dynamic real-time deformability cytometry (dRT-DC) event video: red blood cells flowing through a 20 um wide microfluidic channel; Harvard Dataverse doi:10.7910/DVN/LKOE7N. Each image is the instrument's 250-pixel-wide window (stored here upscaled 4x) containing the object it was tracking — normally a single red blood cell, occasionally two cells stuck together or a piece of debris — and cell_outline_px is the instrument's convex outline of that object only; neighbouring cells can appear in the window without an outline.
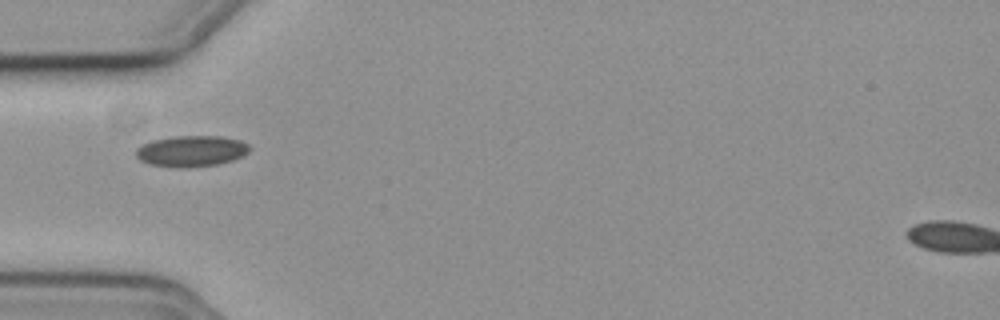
{"species": "common noctule bat (a hibernating species)", "species_latin": "Nyctalus noctula", "temperature_condition": "cold", "stored_images_in_passage": 36, "camera_frame_rate_fps": 3000, "um_per_image_px": 0.085, "animal": {"sex": "female", "body_mass_g": 19.3, "forearm_length_mm": 54.1}, "frame": {"image": 1, "passage_image": 1, "time_ms": 0.0, "image_size_px": [1000, 320], "cell_outline_px": [[252, 148], [244, 156], [232, 160], [216, 164], [188, 168], [176, 168], [148, 164], [140, 160], [136, 156], [136, 148], [140, 144], [152, 140], [176, 136], [220, 136], [240, 140], [248, 144]], "centroid_in_image_um": [16.25, 12.85], "position_along_channel_um": 68.7, "area_um2": 20.81}}
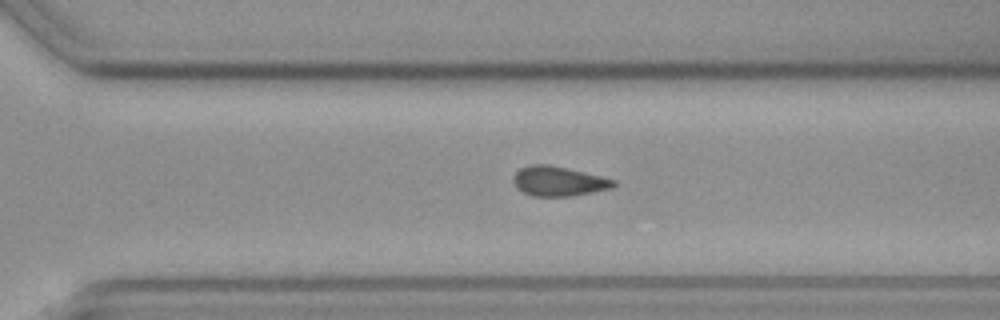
{"frame": {"image": 2, "passage_image": 18, "time_ms": 5.667, "image_size_px": [1000, 320], "cell_outline_px": [[616, 184], [612, 188], [572, 196], [532, 196], [516, 188], [512, 180], [516, 172], [520, 168], [528, 164], [548, 164], [600, 176], [616, 180]], "centroid_in_image_um": [47.44, 15.4], "position_along_channel_um": 323.2, "area_um2": 17.28}}
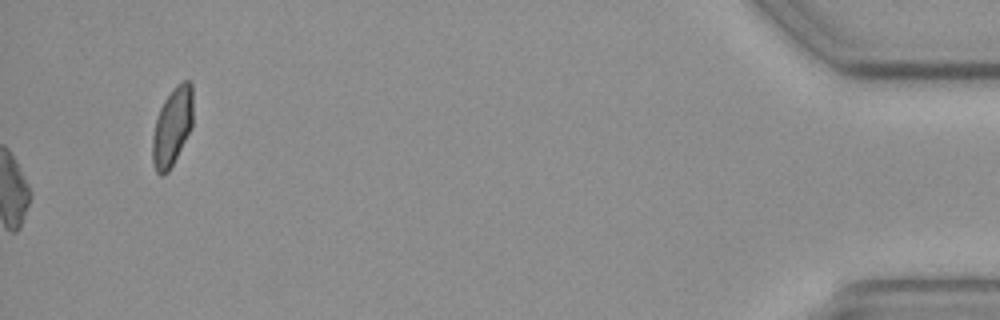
{"frame": {"image": 3, "passage_image": 36, "time_ms": 11.667, "image_size_px": [1000, 320], "cell_outline_px": [[192, 128], [168, 172], [160, 176], [156, 172], [152, 160], [152, 136], [156, 116], [164, 100], [172, 88], [176, 84], [184, 80], [188, 80], [192, 84]], "centroid_in_image_um": [14.63, 10.75], "position_along_channel_um": 420.6, "area_um2": 18.67}, "authors_computed_cell_mechanics": {"area_um2": 17.3978, "velocity_mm_per_s": 3.7511, "shape_relaxation_time_tau1_ms": null, "shape_relaxation_time_tau2_ms": 3.94, "deformation_change_tau1": null, "deformation_change_tau2": 0.0973}}